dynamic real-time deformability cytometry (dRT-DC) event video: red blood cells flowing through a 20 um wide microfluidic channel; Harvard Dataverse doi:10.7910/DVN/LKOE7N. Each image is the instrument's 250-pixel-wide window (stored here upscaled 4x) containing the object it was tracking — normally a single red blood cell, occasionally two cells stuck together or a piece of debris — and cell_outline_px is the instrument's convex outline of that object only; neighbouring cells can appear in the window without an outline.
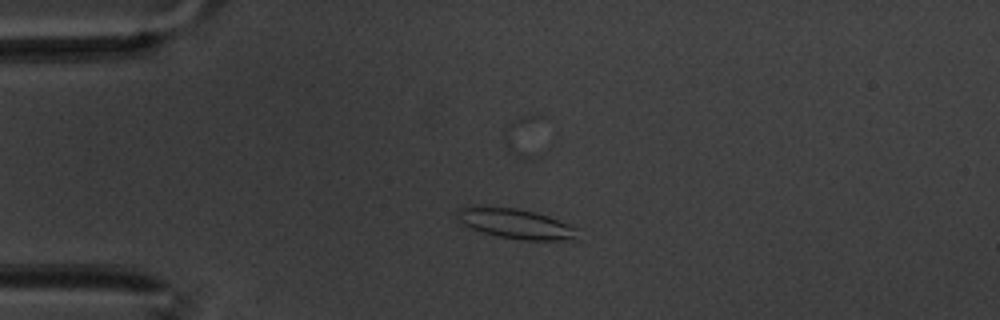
{"species": "common noctule bat (a hibernating species)", "species_latin": "Nyctalus noctula", "temperature_condition": "warm", "stored_images_in_passage": 34, "camera_frame_rate_fps": 3000, "um_per_image_px": 0.085, "animal": {"sex": "male", "body_mass_g": 20.1, "forearm_length_mm": 53.5}, "frame": {"image": 1, "passage_image": 1, "time_ms": 0.0, "image_size_px": [1000, 320], "cell_outline_px": [[580, 240], [520, 240], [500, 236], [484, 232], [472, 228], [464, 224], [456, 216], [456, 212], [460, 208], [468, 204], [476, 204], [516, 208], [536, 212], [548, 216], [580, 228]], "centroid_in_image_um": [43.88, 18.99], "position_along_channel_um": 41.1, "area_um2": 21.68}}
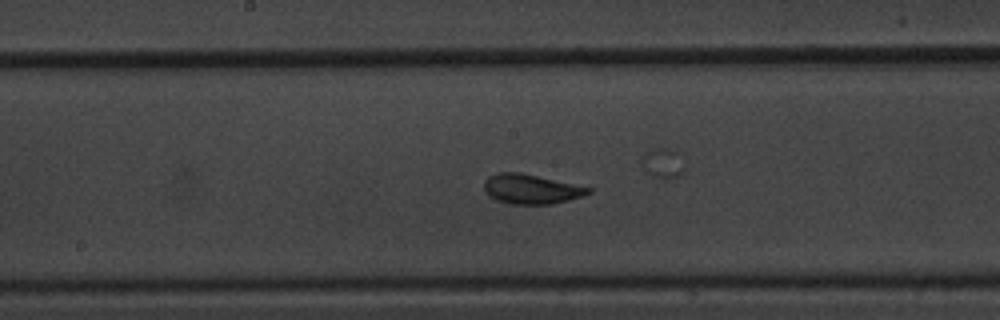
{"frame": {"image": 2, "passage_image": 18, "time_ms": 5.667, "image_size_px": [1000, 320], "cell_outline_px": [[592, 192], [584, 196], [552, 204], [508, 204], [496, 200], [488, 196], [484, 192], [484, 180], [488, 176], [496, 172], [520, 172], [592, 188]], "centroid_in_image_um": [45.1, 16.07], "position_along_channel_um": 203.1, "area_um2": 18.21}}
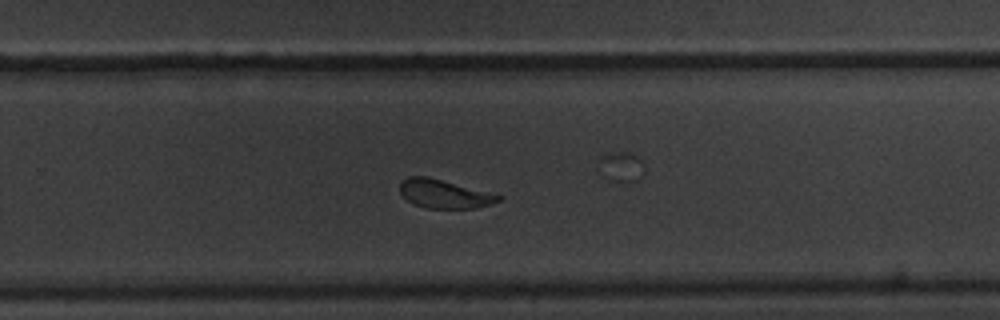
{"frame": {"image": 3, "passage_image": 26, "time_ms": 8.333, "image_size_px": [1000, 320], "cell_outline_px": [[504, 200], [492, 204], [476, 208], [424, 208], [412, 204], [400, 192], [400, 184], [408, 176], [428, 176], [504, 196]], "centroid_in_image_um": [37.8, 16.49], "position_along_channel_um": 292.0, "area_um2": 16.53}}